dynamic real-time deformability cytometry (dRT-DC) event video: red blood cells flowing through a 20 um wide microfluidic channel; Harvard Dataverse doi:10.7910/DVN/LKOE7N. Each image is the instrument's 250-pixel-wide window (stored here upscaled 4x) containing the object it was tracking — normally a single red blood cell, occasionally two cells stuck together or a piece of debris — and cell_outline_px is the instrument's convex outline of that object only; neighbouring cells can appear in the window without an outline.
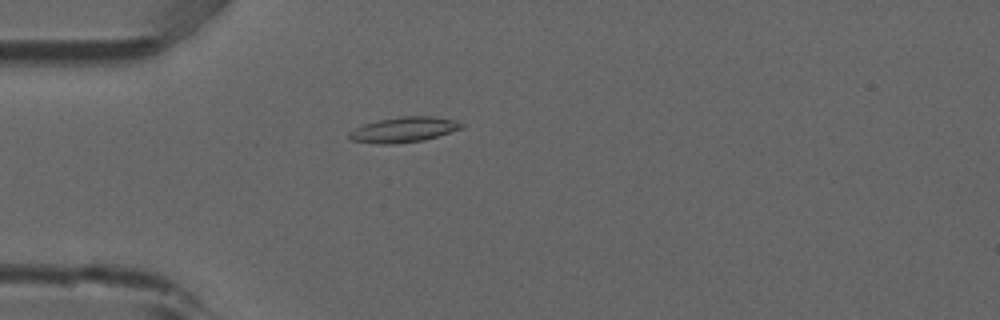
{"species": "common noctule bat (a hibernating species)", "species_latin": "Nyctalus noctula", "temperature_condition": "room temperature", "stored_images_in_passage": 47, "camera_frame_rate_fps": 3000, "um_per_image_px": 0.085, "animal": {"sex": "male", "forearm_length_mm": 52.5}, "frame": {"image": 1, "passage_image": 9, "time_ms": 2.667, "image_size_px": [1000, 320], "cell_outline_px": [[464, 128], [424, 140], [392, 144], [376, 144], [352, 140], [348, 136], [348, 132], [364, 124], [380, 120], [400, 116], [432, 116], [456, 120], [464, 124]], "centroid_in_image_um": [34.34, 11.02], "position_along_channel_um": 50.7, "area_um2": 16.53}}
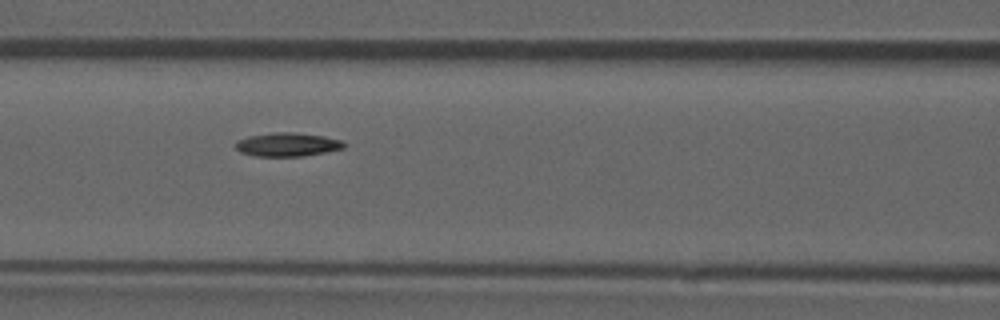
{"frame": {"image": 2, "passage_image": 17, "time_ms": 5.333, "image_size_px": [1000, 320], "cell_outline_px": [[348, 144], [344, 148], [304, 156], [256, 156], [240, 152], [236, 148], [236, 140], [248, 136], [272, 132], [292, 132], [324, 136], [340, 140]], "centroid_in_image_um": [24.42, 12.28], "position_along_channel_um": 142.2, "area_um2": 14.97}}
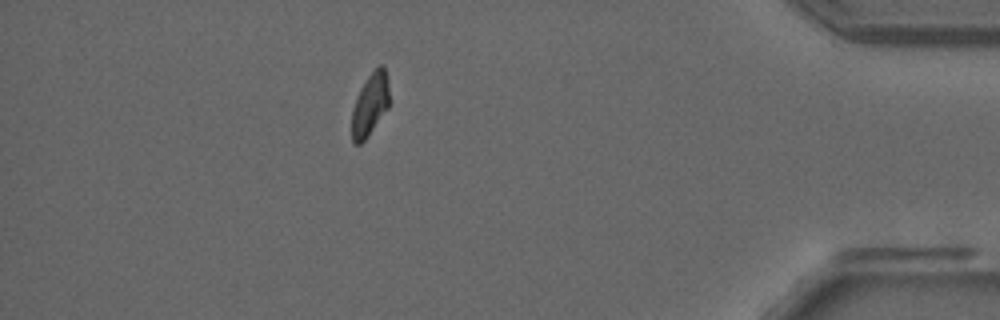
{"frame": {"image": 3, "passage_image": 41, "time_ms": 13.333, "image_size_px": [1000, 320], "cell_outline_px": [[388, 108], [368, 136], [360, 144], [352, 144], [352, 108], [356, 96], [360, 88], [368, 76], [380, 64], [384, 64], [388, 80]], "centroid_in_image_um": [31.44, 8.88], "position_along_channel_um": 403.8, "area_um2": 13.7}}